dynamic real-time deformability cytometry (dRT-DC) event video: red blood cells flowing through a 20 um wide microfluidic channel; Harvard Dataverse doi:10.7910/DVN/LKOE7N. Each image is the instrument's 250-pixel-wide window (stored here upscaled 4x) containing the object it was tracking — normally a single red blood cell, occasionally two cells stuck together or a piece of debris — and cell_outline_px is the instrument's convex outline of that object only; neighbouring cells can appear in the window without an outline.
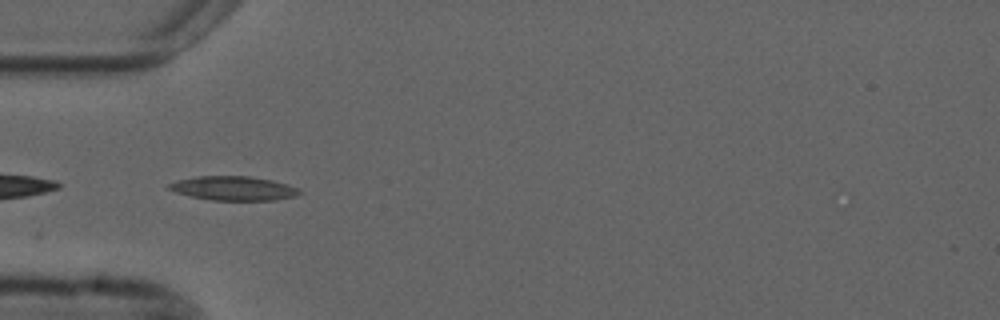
{"species": "common noctule bat (a hibernating species)", "species_latin": "Nyctalus noctula", "temperature_condition": "cold", "stored_images_in_passage": 23, "camera_frame_rate_fps": 3000, "um_per_image_px": 0.085, "animal": {"sex": "male", "forearm_length_mm": 52.5}, "frame": {"image": 1, "passage_image": 1, "time_ms": 0.0, "image_size_px": [1000, 320], "cell_outline_px": [[304, 192], [296, 196], [276, 200], [212, 200], [192, 196], [176, 192], [168, 188], [168, 184], [176, 180], [196, 176], [252, 176], [272, 180], [288, 184], [300, 188]], "centroid_in_image_um": [19.91, 16.0], "position_along_channel_um": 65.1, "area_um2": 18.5}}
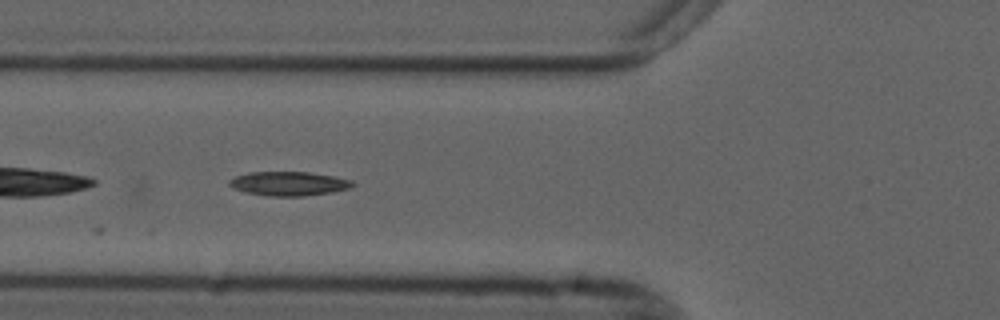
{"frame": {"image": 2, "passage_image": 4, "time_ms": 1.0, "image_size_px": [1000, 320], "cell_outline_px": [[356, 184], [352, 188], [332, 192], [304, 196], [268, 196], [244, 192], [228, 184], [228, 180], [236, 176], [248, 172], [308, 172], [332, 176], [352, 180]], "centroid_in_image_um": [24.57, 15.61], "position_along_channel_um": 101.2, "area_um2": 17.34}}
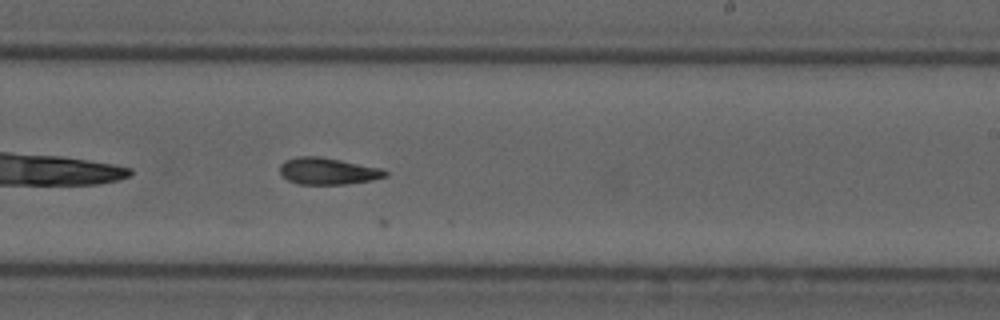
{"frame": {"image": 3, "passage_image": 17, "time_ms": 5.333, "image_size_px": [1000, 320], "cell_outline_px": [[388, 176], [372, 180], [344, 184], [296, 184], [288, 180], [280, 172], [280, 164], [284, 160], [300, 156], [320, 156], [380, 168], [388, 172]], "centroid_in_image_um": [27.85, 14.54], "position_along_channel_um": 261.2, "area_um2": 16.36}}